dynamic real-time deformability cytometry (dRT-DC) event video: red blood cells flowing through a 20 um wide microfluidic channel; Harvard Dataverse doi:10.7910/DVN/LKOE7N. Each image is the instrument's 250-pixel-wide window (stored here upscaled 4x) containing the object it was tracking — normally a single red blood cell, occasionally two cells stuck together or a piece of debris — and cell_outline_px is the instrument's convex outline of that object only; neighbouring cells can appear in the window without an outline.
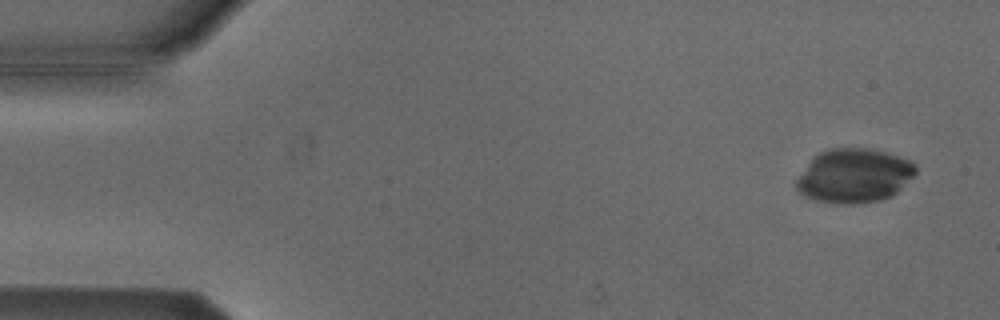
{"species": "Egyptian fruit bat (a non-hibernating species)", "species_latin": "Rousettus aegyptiacus", "temperature_condition": "cold", "stored_images_in_passage": 5, "camera_frame_rate_fps": 3000, "um_per_image_px": 0.085, "animal": {"sex": "male"}, "frame": {"image": 1, "passage_image": 1, "time_ms": 0.0, "image_size_px": [1000, 320], "cell_outline_px": [[916, 172], [896, 192], [880, 200], [852, 204], [816, 200], [800, 192], [796, 188], [796, 180], [812, 156], [820, 152], [832, 148], [864, 148], [884, 152], [908, 160], [916, 164]], "centroid_in_image_um": [72.57, 14.92], "position_along_channel_um": 12.4, "area_um2": 36.88}}
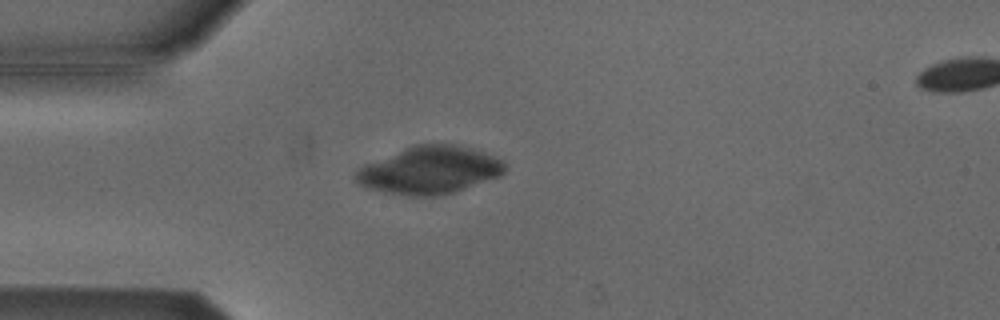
{"frame": {"image": 2, "passage_image": 4, "time_ms": 1.0, "image_size_px": [1000, 320], "cell_outline_px": [[504, 172], [500, 176], [440, 196], [404, 196], [384, 192], [368, 188], [352, 180], [352, 176], [356, 168], [364, 164], [412, 144], [456, 144], [484, 152], [504, 160]], "centroid_in_image_um": [36.44, 14.46], "position_along_channel_um": 48.6, "area_um2": 41.67}}